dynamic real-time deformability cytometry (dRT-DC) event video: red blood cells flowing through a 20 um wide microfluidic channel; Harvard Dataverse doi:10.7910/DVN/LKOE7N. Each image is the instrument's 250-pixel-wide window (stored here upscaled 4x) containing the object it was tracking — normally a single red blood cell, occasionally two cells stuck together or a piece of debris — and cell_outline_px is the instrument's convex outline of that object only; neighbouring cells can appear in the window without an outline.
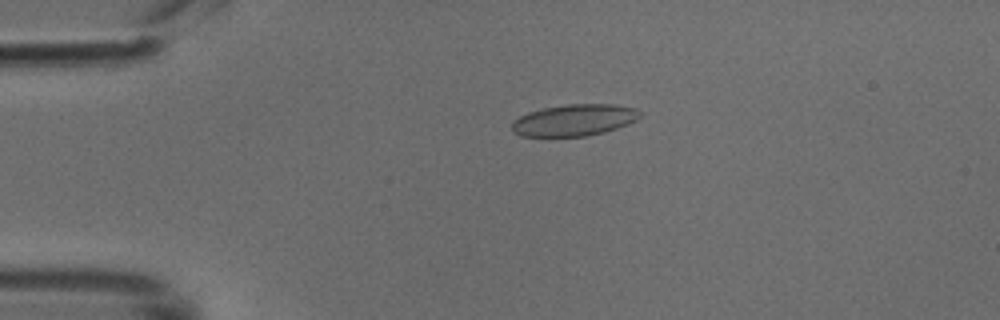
{"species": "common noctule bat (a hibernating species)", "species_latin": "Nyctalus noctula", "temperature_condition": "cold", "stored_images_in_passage": 49, "camera_frame_rate_fps": 3000, "um_per_image_px": 0.085, "animal": {"sex": "male", "body_mass_g": 18.8}, "frame": {"image": 1, "passage_image": 11, "time_ms": 3.333, "image_size_px": [1000, 320], "cell_outline_px": [[640, 116], [636, 120], [628, 124], [604, 132], [584, 136], [520, 136], [512, 132], [512, 120], [528, 112], [540, 108], [568, 104], [612, 104], [636, 108], [640, 112]], "centroid_in_image_um": [48.77, 10.2], "position_along_channel_um": 36.2, "area_um2": 23.64}}
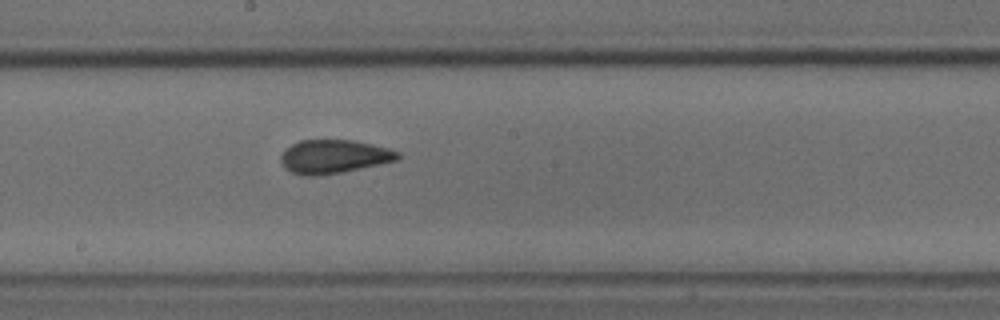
{"frame": {"image": 2, "passage_image": 27, "time_ms": 8.667, "image_size_px": [1000, 320], "cell_outline_px": [[400, 156], [396, 160], [344, 172], [316, 176], [300, 176], [284, 168], [280, 160], [280, 156], [292, 144], [300, 140], [356, 140], [388, 148], [400, 152]], "centroid_in_image_um": [28.36, 13.31], "position_along_channel_um": 219.8, "area_um2": 22.95}}
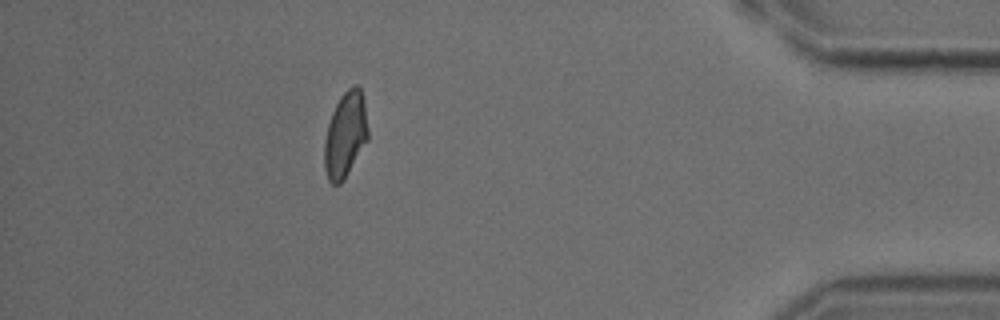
{"frame": {"image": 3, "passage_image": 44, "time_ms": 14.333, "image_size_px": [1000, 320], "cell_outline_px": [[368, 140], [344, 180], [340, 184], [332, 184], [328, 180], [324, 168], [324, 140], [328, 124], [332, 112], [340, 96], [352, 84], [356, 84], [360, 88], [364, 100], [368, 128]], "centroid_in_image_um": [29.35, 11.46], "position_along_channel_um": 405.8, "area_um2": 21.96}}